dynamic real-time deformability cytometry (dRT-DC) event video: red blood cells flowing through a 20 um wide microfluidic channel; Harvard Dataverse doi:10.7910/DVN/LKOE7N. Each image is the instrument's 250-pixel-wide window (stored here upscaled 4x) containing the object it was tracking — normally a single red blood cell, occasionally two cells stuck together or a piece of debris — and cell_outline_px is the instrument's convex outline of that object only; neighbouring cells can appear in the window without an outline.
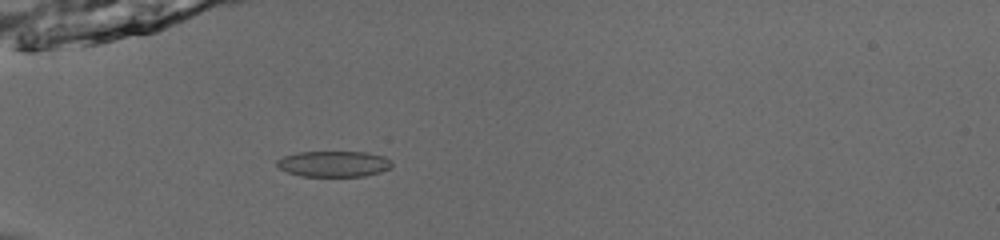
{"species": "common noctule bat (a hibernating species)", "species_latin": "Nyctalus noctula", "temperature_condition": "room temperature", "stored_images_in_passage": 54, "camera_frame_rate_fps": 3000, "um_per_image_px": 0.085, "animal": {"sex": "male", "body_mass_g": 13.0, "forearm_length_mm": 53.1}, "frame": {"image": 1, "passage_image": 19, "time_ms": 6.0, "image_size_px": [1000, 240], "cell_outline_px": [[392, 168], [380, 172], [364, 176], [300, 176], [288, 172], [280, 168], [276, 164], [276, 160], [284, 156], [296, 152], [368, 152], [384, 156], [392, 160]], "centroid_in_image_um": [28.4, 13.92], "position_along_channel_um": 56.6, "area_um2": 17.46}}
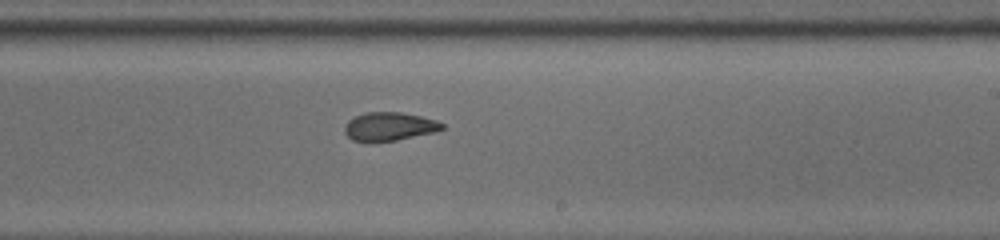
{"frame": {"image": 2, "passage_image": 35, "time_ms": 11.333, "image_size_px": [1000, 240], "cell_outline_px": [[444, 128], [436, 132], [396, 140], [372, 144], [352, 140], [344, 132], [344, 128], [348, 120], [356, 116], [368, 112], [400, 112], [420, 116], [436, 120], [444, 124]], "centroid_in_image_um": [33.07, 10.78], "position_along_channel_um": 255.9, "area_um2": 16.47}}
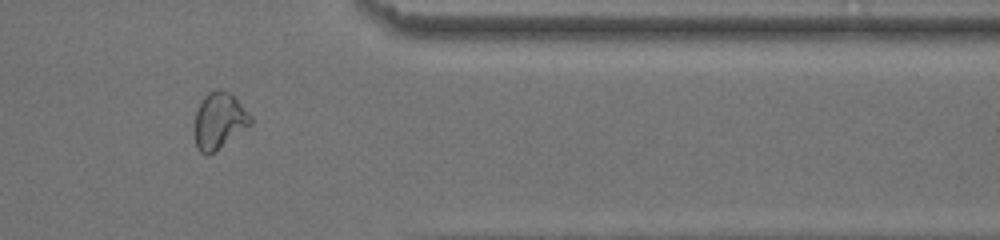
{"frame": {"image": 3, "passage_image": 46, "time_ms": 15.0, "image_size_px": [1000, 240], "cell_outline_px": [[252, 124], [216, 152], [208, 156], [200, 152], [196, 148], [192, 128], [196, 112], [204, 96], [208, 92], [216, 88], [220, 88], [228, 92], [252, 116]], "centroid_in_image_um": [18.58, 10.31], "position_along_channel_um": 392.8, "area_um2": 18.84}, "authors_computed_cell_mechanics": {"area_um2": 17.8313, "velocity_mm_per_s": 3.9535, "shape_relaxation_time_tau1_ms": 9.5586, "shape_relaxation_time_tau2_ms": 2.3023, "deformation_change_tau1": 0.205, "deformation_change_tau2": 0.048}}